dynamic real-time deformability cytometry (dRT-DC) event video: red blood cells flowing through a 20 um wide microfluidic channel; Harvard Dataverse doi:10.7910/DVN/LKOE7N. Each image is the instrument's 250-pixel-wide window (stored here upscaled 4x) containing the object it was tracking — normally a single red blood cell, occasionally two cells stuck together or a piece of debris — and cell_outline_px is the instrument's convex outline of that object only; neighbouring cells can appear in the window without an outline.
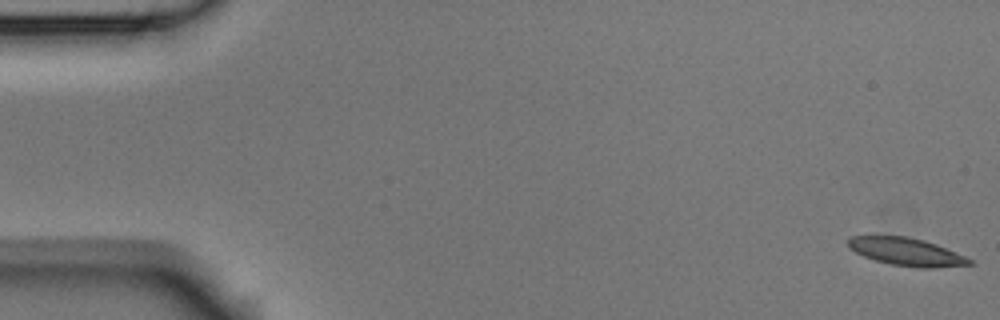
{"species": "Egyptian fruit bat (a non-hibernating species)", "species_latin": "Rousettus aegyptiacus", "temperature_condition": "room temperature", "stored_images_in_passage": 54, "camera_frame_rate_fps": 3000, "um_per_image_px": 0.085, "animal": {"sex": "male"}, "frame": {"image": 1, "passage_image": 1, "time_ms": 0.0, "image_size_px": [1000, 320], "cell_outline_px": [[976, 264], [932, 268], [920, 268], [892, 264], [876, 260], [864, 256], [848, 248], [848, 240], [852, 236], [904, 236], [924, 240], [936, 244], [964, 256], [972, 260]], "centroid_in_image_um": [77.06, 21.4], "position_along_channel_um": 7.9, "area_um2": 19.42}}
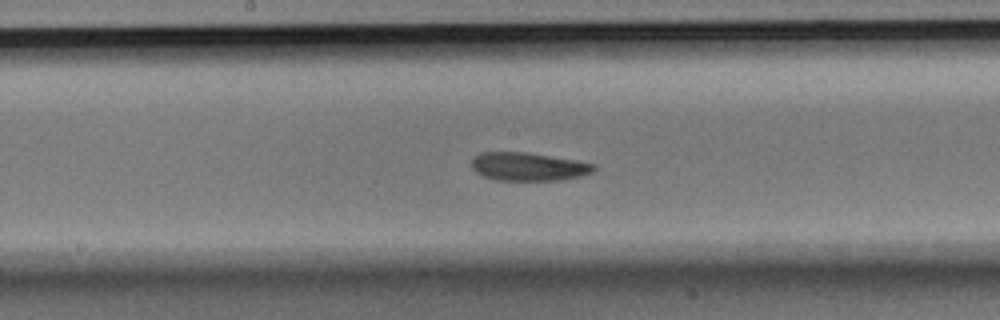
{"frame": {"image": 2, "passage_image": 28, "time_ms": 9.0, "image_size_px": [1000, 320], "cell_outline_px": [[596, 168], [592, 172], [580, 176], [560, 180], [496, 180], [484, 176], [476, 172], [472, 168], [472, 160], [480, 152], [528, 152], [576, 160], [596, 164]], "centroid_in_image_um": [44.92, 14.16], "position_along_channel_um": 203.3, "area_um2": 20.11}}
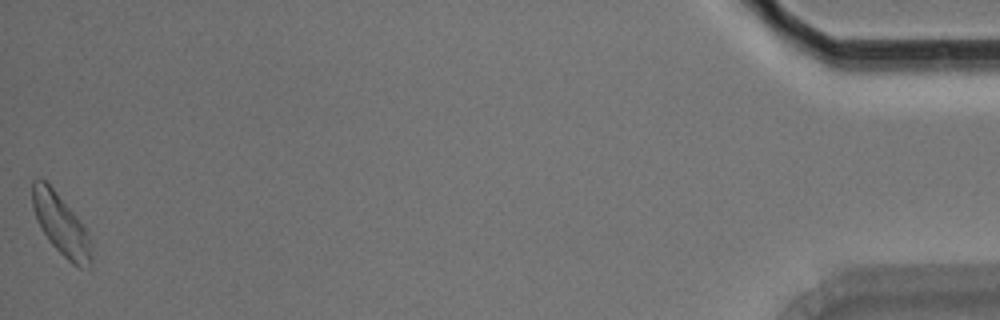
{"frame": {"image": 3, "passage_image": 54, "time_ms": 17.667, "image_size_px": [1000, 320], "cell_outline_px": [[92, 264], [88, 268], [80, 268], [72, 264], [48, 240], [36, 220], [32, 208], [32, 180], [44, 180], [52, 188], [76, 216], [84, 228], [88, 236], [92, 256]], "centroid_in_image_um": [5.16, 19.13], "position_along_channel_um": 430.0, "area_um2": 20.46}, "authors_computed_cell_mechanics": {"area_um2": 20.0566, "velocity_mm_per_s": 3.7227, "shape_relaxation_time_tau1_ms": 4.6832, "shape_relaxation_time_tau2_ms": 8.7391, "deformation_change_tau1": 0.1144, "deformation_change_tau2": 0.1576}}